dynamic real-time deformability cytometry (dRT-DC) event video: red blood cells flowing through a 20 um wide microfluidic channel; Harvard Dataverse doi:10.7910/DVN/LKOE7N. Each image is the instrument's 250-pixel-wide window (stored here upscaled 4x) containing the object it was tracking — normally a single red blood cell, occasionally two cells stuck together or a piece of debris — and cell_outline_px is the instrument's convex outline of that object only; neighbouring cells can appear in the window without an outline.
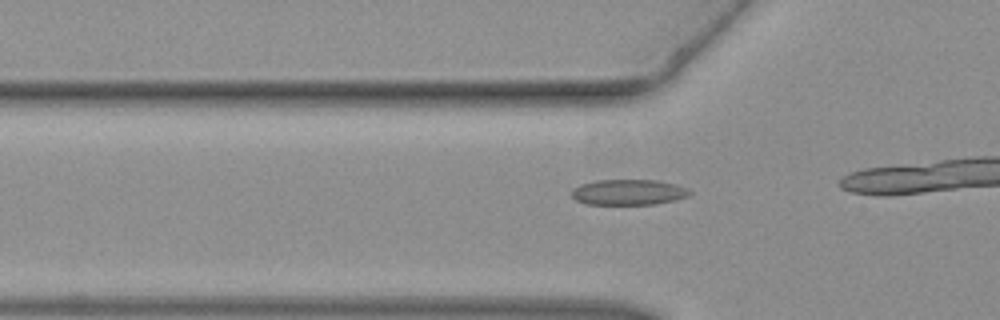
{"species": "common noctule bat (a hibernating species)", "species_latin": "Nyctalus noctula", "temperature_condition": "warm", "stored_images_in_passage": 16, "camera_frame_rate_fps": 3000, "um_per_image_px": 0.085, "animal": {"sex": "female", "body_mass_g": 19.3, "forearm_length_mm": 54.1}, "frame": {"image": 1, "passage_image": 12, "time_ms": 3.667, "image_size_px": [1000, 320], "cell_outline_px": [[692, 192], [688, 196], [656, 204], [584, 204], [576, 200], [572, 196], [572, 188], [580, 184], [596, 180], [656, 180], [676, 184], [688, 188]], "centroid_in_image_um": [53.4, 16.33], "position_along_channel_um": 72.4, "area_um2": 17.63}}